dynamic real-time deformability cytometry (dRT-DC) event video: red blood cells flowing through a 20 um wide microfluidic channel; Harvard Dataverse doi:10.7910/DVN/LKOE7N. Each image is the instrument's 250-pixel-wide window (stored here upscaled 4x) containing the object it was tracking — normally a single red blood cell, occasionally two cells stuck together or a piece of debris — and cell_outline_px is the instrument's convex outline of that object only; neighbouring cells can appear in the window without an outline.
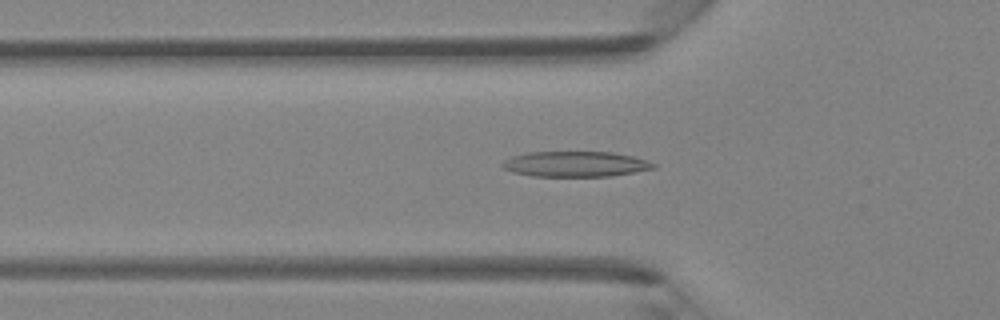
{"species": "Egyptian fruit bat (a non-hibernating species)", "species_latin": "Rousettus aegyptiacus", "temperature_condition": "room temperature", "stored_images_in_passage": 45, "camera_frame_rate_fps": 3000, "um_per_image_px": 0.085, "animal": {"sex": "female"}, "frame": {"image": 1, "passage_image": 15, "time_ms": 4.667, "image_size_px": [1000, 320], "cell_outline_px": [[656, 168], [612, 176], [532, 176], [512, 172], [504, 168], [500, 164], [504, 160], [512, 156], [528, 152], [612, 152], [632, 156], [648, 160], [656, 164]], "centroid_in_image_um": [48.92, 13.94], "position_along_channel_um": 76.9, "area_um2": 22.43}}
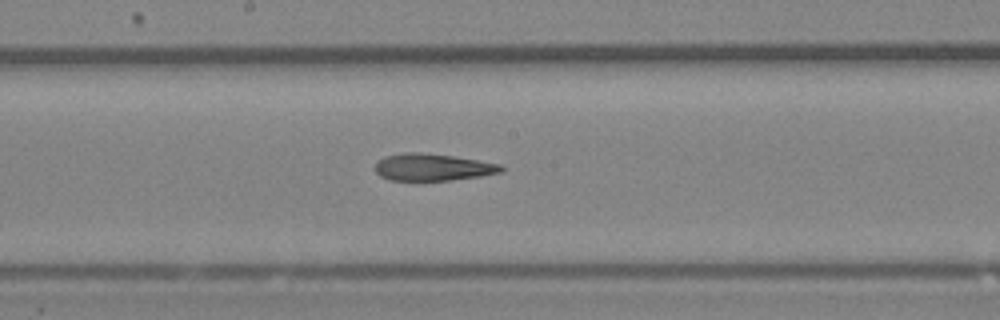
{"frame": {"image": 2, "passage_image": 24, "time_ms": 7.667, "image_size_px": [1000, 320], "cell_outline_px": [[504, 172], [480, 176], [452, 180], [388, 180], [380, 176], [376, 172], [376, 160], [384, 156], [404, 152], [420, 152], [452, 156], [504, 164]], "centroid_in_image_um": [36.79, 14.21], "position_along_channel_um": 211.4, "area_um2": 20.06}}
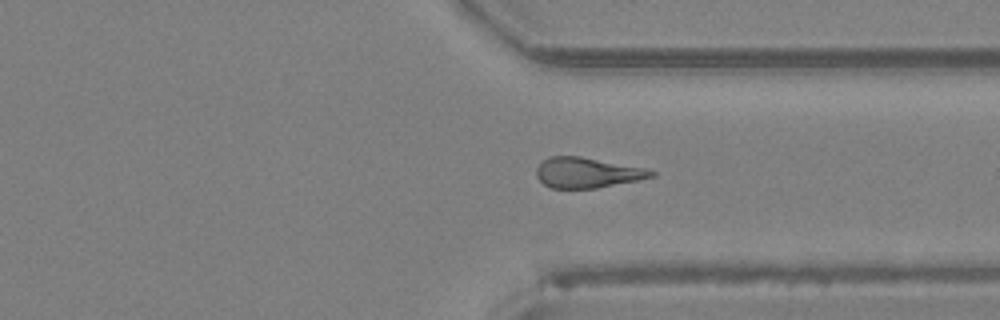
{"frame": {"image": 3, "passage_image": 34, "time_ms": 11.0, "image_size_px": [1000, 320], "cell_outline_px": [[656, 176], [596, 188], [552, 188], [544, 184], [536, 176], [536, 168], [548, 156], [580, 156], [644, 168], [656, 172]], "centroid_in_image_um": [49.88, 14.67], "position_along_channel_um": 361.5, "area_um2": 20.06}}